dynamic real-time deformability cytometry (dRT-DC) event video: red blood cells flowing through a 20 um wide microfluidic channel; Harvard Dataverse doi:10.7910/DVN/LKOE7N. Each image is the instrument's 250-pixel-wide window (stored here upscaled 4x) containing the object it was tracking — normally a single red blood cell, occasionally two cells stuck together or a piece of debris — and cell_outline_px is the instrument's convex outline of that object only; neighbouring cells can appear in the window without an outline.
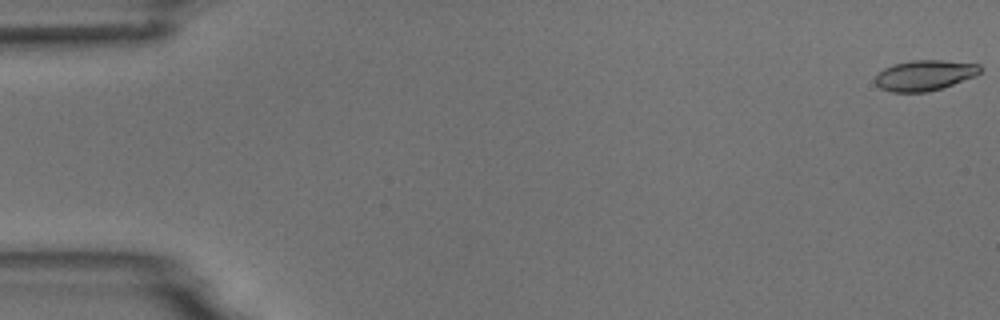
{"species": "common noctule bat (a hibernating species)", "species_latin": "Nyctalus noctula", "temperature_condition": "room temperature", "stored_images_in_passage": 54, "camera_frame_rate_fps": 3000, "um_per_image_px": 0.085, "animal": {"sex": "male", "body_mass_g": 18.8}, "frame": {"image": 1, "passage_image": 1, "time_ms": 0.0, "image_size_px": [1000, 320], "cell_outline_px": [[984, 68], [976, 76], [928, 92], [892, 92], [880, 88], [876, 84], [876, 76], [884, 68], [896, 64], [912, 60], [944, 60], [980, 64]], "centroid_in_image_um": [78.64, 6.39], "position_along_channel_um": 6.4, "area_um2": 18.55}}
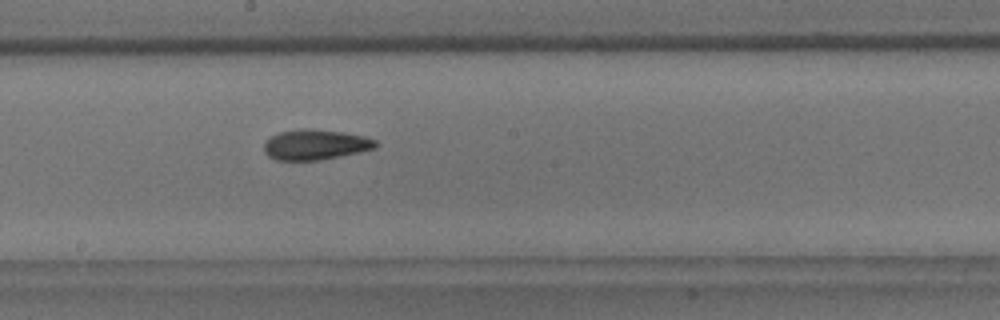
{"frame": {"image": 2, "passage_image": 30, "time_ms": 9.667, "image_size_px": [1000, 320], "cell_outline_px": [[376, 148], [340, 156], [320, 160], [276, 160], [268, 156], [264, 152], [264, 144], [272, 136], [280, 132], [300, 128], [312, 128], [344, 132], [364, 136], [376, 140]], "centroid_in_image_um": [26.8, 12.29], "position_along_channel_um": 221.4, "area_um2": 19.71}}
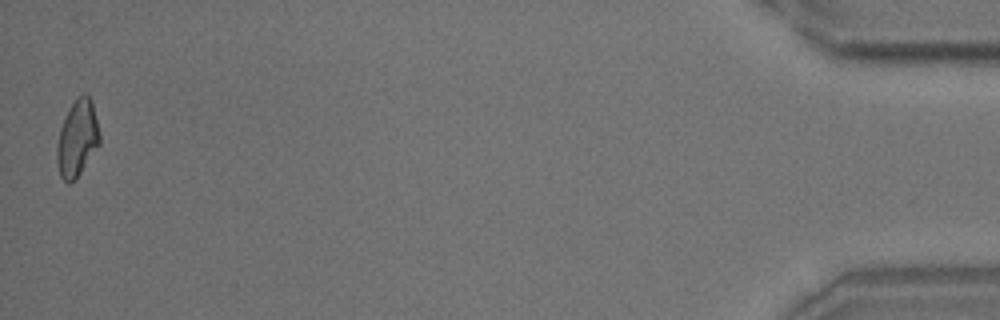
{"frame": {"image": 3, "passage_image": 54, "time_ms": 17.667, "image_size_px": [1000, 320], "cell_outline_px": [[100, 144], [76, 180], [68, 184], [60, 176], [56, 160], [56, 148], [60, 128], [68, 108], [84, 92], [92, 100], [100, 136]], "centroid_in_image_um": [6.56, 11.8], "position_along_channel_um": 428.6, "area_um2": 19.13}, "authors_computed_cell_mechanics": {"area_um2": 18.9584, "velocity_mm_per_s": 3.7433, "shape_relaxation_time_tau1_ms": 7.0699, "shape_relaxation_time_tau2_ms": 3.1362, "deformation_change_tau1": 0.1544, "deformation_change_tau2": 0.0969}}